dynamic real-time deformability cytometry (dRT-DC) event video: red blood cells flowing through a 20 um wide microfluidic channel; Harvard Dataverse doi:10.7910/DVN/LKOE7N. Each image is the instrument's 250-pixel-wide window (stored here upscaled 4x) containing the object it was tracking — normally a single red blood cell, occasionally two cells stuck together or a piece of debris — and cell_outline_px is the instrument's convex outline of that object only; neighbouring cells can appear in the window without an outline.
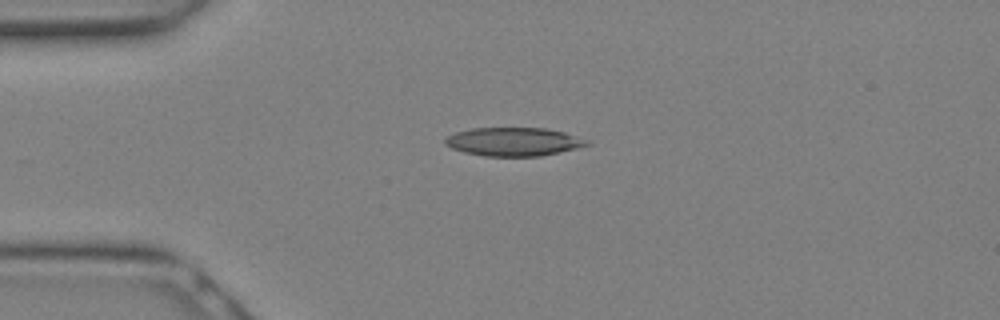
{"species": "Egyptian fruit bat (a non-hibernating species)", "species_latin": "Rousettus aegyptiacus", "temperature_condition": "warm", "stored_images_in_passage": 6, "camera_frame_rate_fps": 3000, "um_per_image_px": 0.085, "animal": {"sex": "female"}, "frame": {"image": 1, "passage_image": 1, "time_ms": 0.0, "image_size_px": [1000, 320], "cell_outline_px": [[592, 144], [576, 148], [540, 156], [484, 156], [464, 152], [452, 148], [444, 144], [444, 140], [448, 136], [456, 132], [472, 128], [544, 128], [564, 132], [588, 140]], "centroid_in_image_um": [43.65, 12.04], "position_along_channel_um": 41.4, "area_um2": 23.41}}
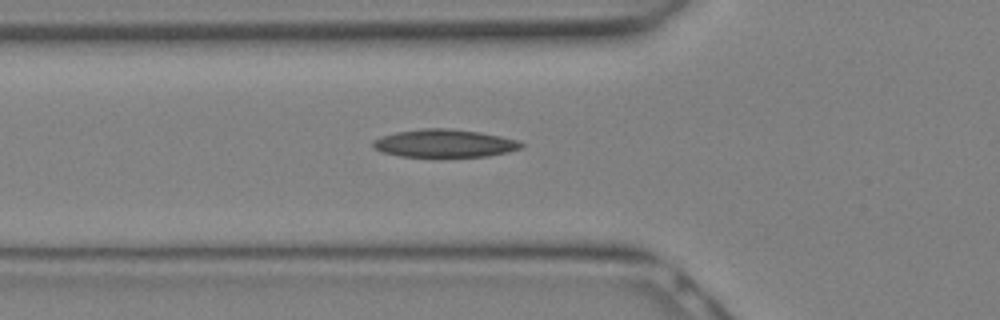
{"frame": {"image": 2, "passage_image": 4, "time_ms": 1.0, "image_size_px": [1000, 320], "cell_outline_px": [[524, 144], [520, 148], [508, 152], [488, 156], [400, 156], [384, 152], [372, 148], [372, 140], [380, 136], [396, 132], [424, 128], [448, 128], [480, 132], [500, 136], [516, 140]], "centroid_in_image_um": [37.74, 12.17], "position_along_channel_um": 88.1, "area_um2": 23.93}}
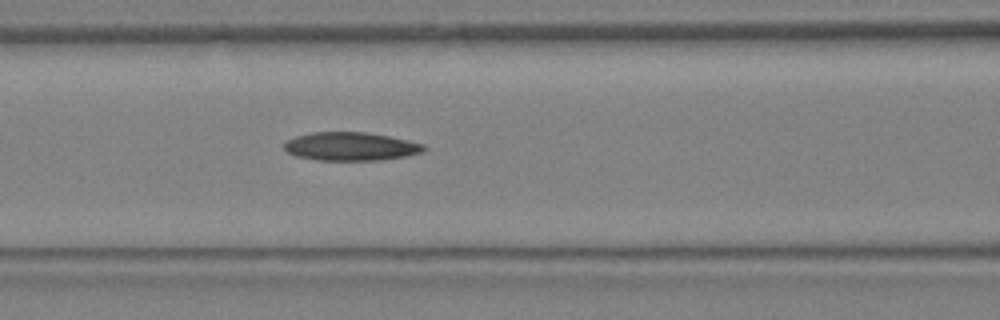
{"frame": {"image": 3, "passage_image": 6, "time_ms": 1.667, "image_size_px": [1000, 320], "cell_outline_px": [[428, 148], [420, 152], [404, 156], [380, 160], [320, 160], [296, 156], [288, 152], [284, 148], [284, 144], [288, 140], [296, 136], [312, 132], [368, 132], [408, 140], [424, 144]], "centroid_in_image_um": [29.82, 12.44], "position_along_channel_um": 136.8, "area_um2": 22.95}}